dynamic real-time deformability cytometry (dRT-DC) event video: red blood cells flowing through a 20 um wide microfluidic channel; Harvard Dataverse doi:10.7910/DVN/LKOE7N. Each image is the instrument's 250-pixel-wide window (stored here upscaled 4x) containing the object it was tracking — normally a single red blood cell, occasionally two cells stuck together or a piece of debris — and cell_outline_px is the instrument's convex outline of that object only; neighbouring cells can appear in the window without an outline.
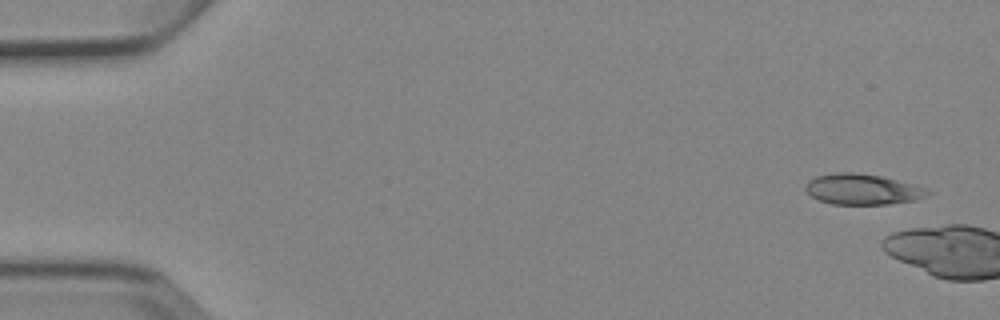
{"species": "Egyptian fruit bat (a non-hibernating species)", "species_latin": "Rousettus aegyptiacus", "temperature_condition": "cold", "stored_images_in_passage": 2, "camera_frame_rate_fps": 3000, "um_per_image_px": 0.085, "animal": {"sex": "female"}, "frame": {"image": 1, "passage_image": 1, "time_ms": 0.0, "image_size_px": [1000, 320], "cell_outline_px": [[936, 192], [928, 196], [916, 200], [888, 204], [832, 204], [820, 200], [812, 196], [804, 188], [808, 180], [816, 176], [836, 172], [852, 172], [880, 176], [912, 184]], "centroid_in_image_um": [73.33, 16.09], "position_along_channel_um": 11.7, "area_um2": 21.79}}